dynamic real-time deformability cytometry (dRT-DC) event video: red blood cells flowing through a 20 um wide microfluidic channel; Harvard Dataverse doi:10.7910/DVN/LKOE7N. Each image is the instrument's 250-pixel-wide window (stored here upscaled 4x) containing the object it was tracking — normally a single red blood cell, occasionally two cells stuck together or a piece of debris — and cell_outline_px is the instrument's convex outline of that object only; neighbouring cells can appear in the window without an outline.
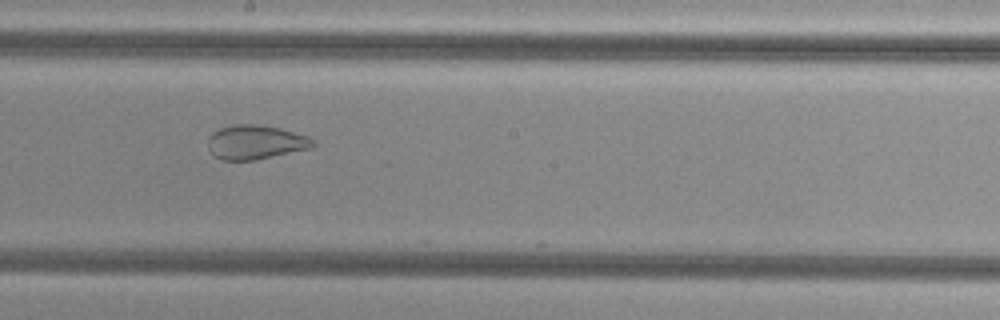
{"species": "common noctule bat (a hibernating species)", "species_latin": "Nyctalus noctula", "temperature_condition": "cold", "stored_images_in_passage": 44, "camera_frame_rate_fps": 3000, "um_per_image_px": 0.085, "animal": {"sex": "female", "body_mass_g": 29.2, "forearm_length_mm": 56.3}, "frame": {"image": 1, "passage_image": 21, "time_ms": 6.667, "image_size_px": [1000, 320], "cell_outline_px": [[316, 144], [312, 148], [256, 160], [224, 160], [212, 156], [208, 148], [208, 136], [212, 132], [220, 128], [232, 124], [256, 124], [280, 128], [308, 136], [316, 140]], "centroid_in_image_um": [21.71, 12.09], "position_along_channel_um": 226.5, "area_um2": 21.27}}
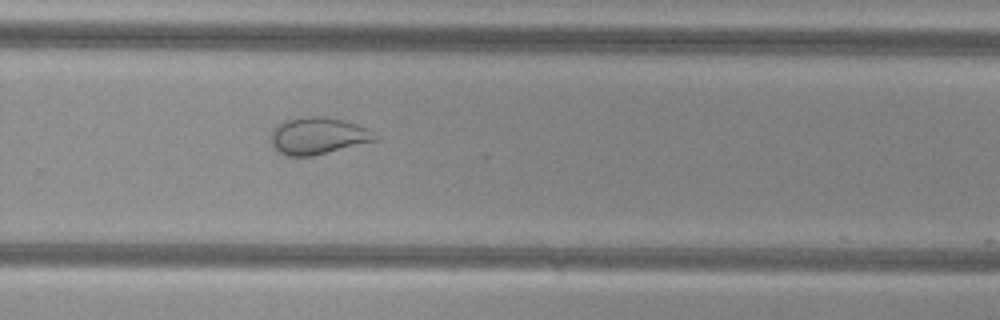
{"frame": {"image": 2, "passage_image": 27, "time_ms": 8.667, "image_size_px": [1000, 320], "cell_outline_px": [[380, 136], [376, 140], [312, 156], [284, 156], [276, 152], [272, 148], [272, 128], [276, 124], [284, 120], [304, 116], [328, 116], [344, 120], [368, 128]], "centroid_in_image_um": [26.99, 11.53], "position_along_channel_um": 302.8, "area_um2": 22.77}}
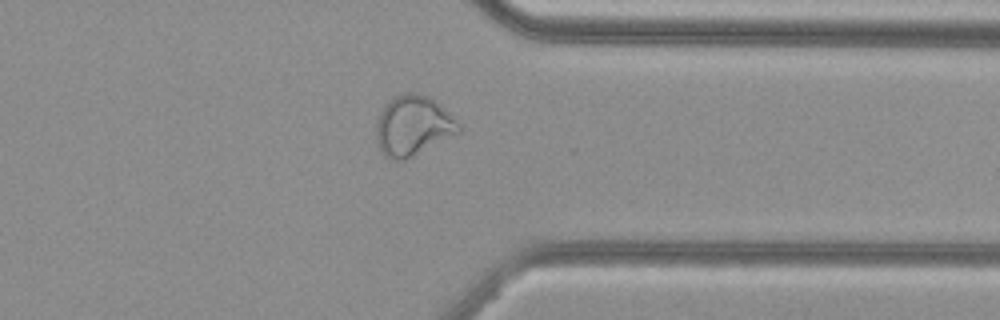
{"frame": {"image": 3, "passage_image": 33, "time_ms": 10.667, "image_size_px": [1000, 320], "cell_outline_px": [[460, 132], [404, 160], [392, 160], [384, 156], [380, 152], [376, 136], [376, 124], [380, 112], [384, 104], [392, 96], [404, 92], [416, 92], [428, 96], [440, 104], [460, 124]], "centroid_in_image_um": [35.07, 10.66], "position_along_channel_um": 376.3, "area_um2": 28.96}, "authors_computed_cell_mechanics": {"area_um2": 29.189, "velocity_mm_per_s": 3.817, "shape_relaxation_time_tau1_ms": null, "shape_relaxation_time_tau2_ms": 1.5165, "deformation_change_tau1": null, "deformation_change_tau2": 0.052}}